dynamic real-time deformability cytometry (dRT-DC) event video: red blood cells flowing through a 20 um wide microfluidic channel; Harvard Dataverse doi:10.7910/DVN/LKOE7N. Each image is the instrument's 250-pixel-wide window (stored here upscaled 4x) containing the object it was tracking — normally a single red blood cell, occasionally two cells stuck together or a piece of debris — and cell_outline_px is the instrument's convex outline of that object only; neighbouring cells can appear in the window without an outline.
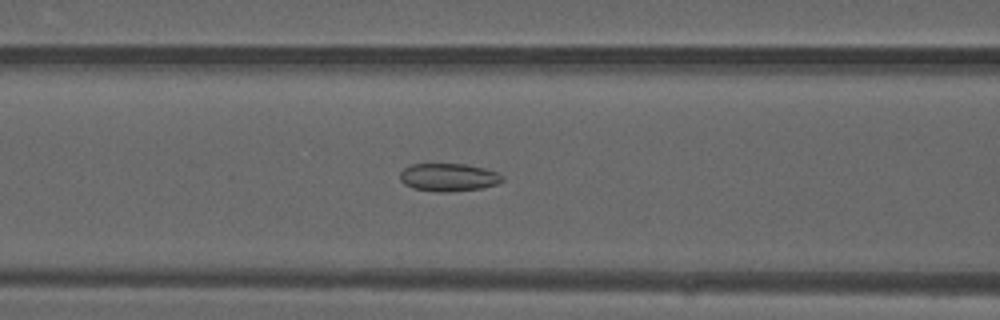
{"species": "common noctule bat (a hibernating species)", "species_latin": "Nyctalus noctula", "temperature_condition": "warm", "stored_images_in_passage": 20, "camera_frame_rate_fps": 3000, "um_per_image_px": 0.085, "animal": {"sex": "male", "forearm_length_mm": 52.5}, "frame": {"image": 1, "passage_image": 11, "time_ms": 3.333, "image_size_px": [1000, 320], "cell_outline_px": [[504, 180], [496, 184], [480, 188], [448, 192], [440, 192], [412, 188], [404, 184], [400, 180], [400, 172], [404, 168], [412, 164], [464, 164], [484, 168], [496, 172], [504, 176]], "centroid_in_image_um": [38.11, 15.07], "position_along_channel_um": 128.5, "area_um2": 16.59}}
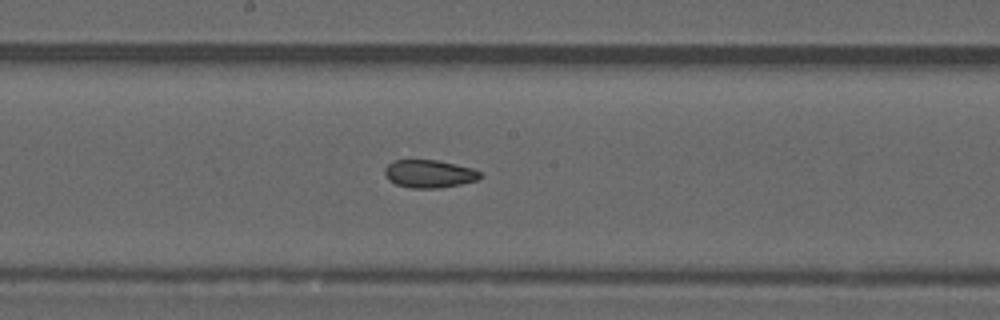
{"frame": {"image": 2, "passage_image": 17, "time_ms": 5.333, "image_size_px": [1000, 320], "cell_outline_px": [[484, 176], [476, 180], [460, 184], [440, 188], [412, 188], [396, 184], [388, 180], [384, 176], [384, 168], [392, 160], [436, 160], [472, 168], [480, 172]], "centroid_in_image_um": [36.45, 14.77], "position_along_channel_um": 211.7, "area_um2": 15.55}}
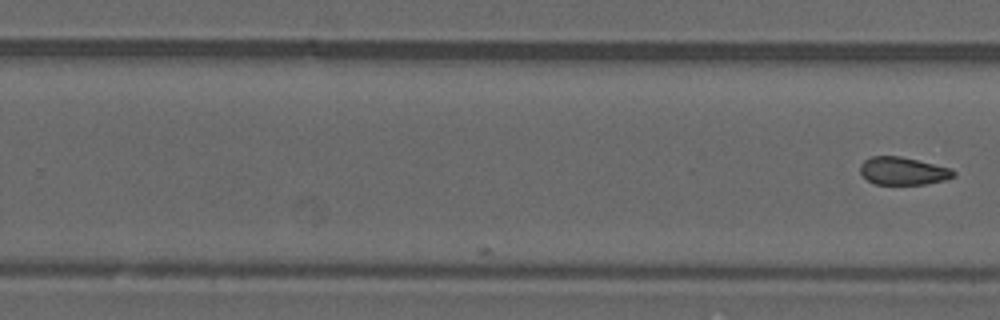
{"frame": {"image": 3, "passage_image": 20, "time_ms": 6.333, "image_size_px": [1000, 320], "cell_outline_px": [[956, 176], [944, 180], [924, 184], [876, 184], [868, 180], [860, 172], [860, 164], [864, 160], [872, 156], [900, 156], [952, 168], [956, 172]], "centroid_in_image_um": [76.78, 14.53], "position_along_channel_um": 253.0, "area_um2": 15.09}}